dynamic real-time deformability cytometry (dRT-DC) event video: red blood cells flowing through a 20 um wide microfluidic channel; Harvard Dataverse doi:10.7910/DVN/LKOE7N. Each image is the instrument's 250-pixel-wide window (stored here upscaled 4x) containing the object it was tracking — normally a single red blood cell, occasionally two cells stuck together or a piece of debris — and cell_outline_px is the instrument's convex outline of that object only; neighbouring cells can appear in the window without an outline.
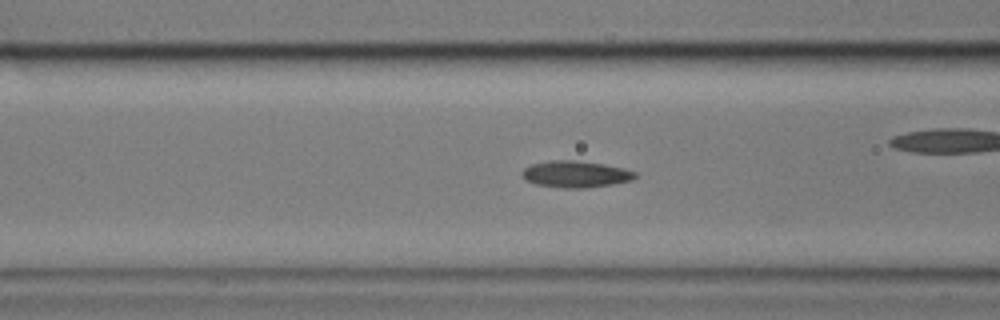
{"species": "common noctule bat (a hibernating species)", "species_latin": "Nyctalus noctula", "temperature_condition": "cold", "stored_images_in_passage": 52, "camera_frame_rate_fps": 3000, "um_per_image_px": 0.085, "animal": {"sex": "male", "body_mass_g": 17.9}, "frame": {"image": 1, "passage_image": 22, "time_ms": 7.0, "image_size_px": [1000, 320], "cell_outline_px": [[636, 176], [632, 180], [612, 184], [584, 188], [564, 188], [536, 184], [524, 180], [520, 176], [520, 172], [524, 168], [532, 164], [548, 160], [576, 160], [604, 164], [624, 168], [636, 172]], "centroid_in_image_um": [48.88, 14.8], "position_along_channel_um": 117.7, "area_um2": 17.69}, "authors_computed_cell_mechanics": {"area_um2": 16.9354, "velocity_mm_per_s": 3.4257, "shape_relaxation_time_tau1_ms": 4.0908, "shape_relaxation_time_tau2_ms": 4.3006, "deformation_change_tau1": 0.096, "deformation_change_tau2": 0.0981}}